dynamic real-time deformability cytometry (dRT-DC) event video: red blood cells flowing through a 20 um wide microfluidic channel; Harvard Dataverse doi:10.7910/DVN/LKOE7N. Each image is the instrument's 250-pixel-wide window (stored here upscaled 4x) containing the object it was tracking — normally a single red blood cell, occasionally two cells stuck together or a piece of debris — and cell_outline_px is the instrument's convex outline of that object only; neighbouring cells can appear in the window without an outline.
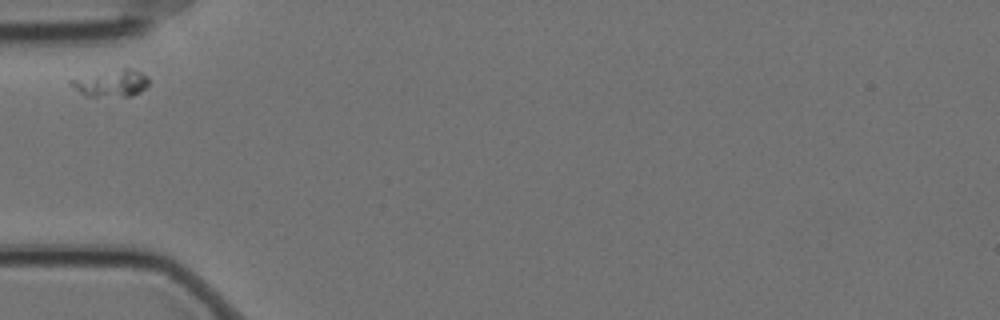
{"species": "Egyptian fruit bat (a non-hibernating species)", "species_latin": "Rousettus aegyptiacus", "temperature_condition": "cold", "stored_images_in_passage": 5, "camera_frame_rate_fps": 3000, "um_per_image_px": 0.085, "animal": {"sex": "female"}, "frame": {"image": 1, "passage_image": 1, "time_ms": 0.0, "image_size_px": [1000, 320], "cell_outline_px": [[148, 84], [140, 92], [132, 96], [84, 96], [68, 80], [124, 68], [132, 68], [148, 76]], "centroid_in_image_um": [9.52, 7.08], "position_along_channel_um": 75.5, "area_um2": 11.79}}
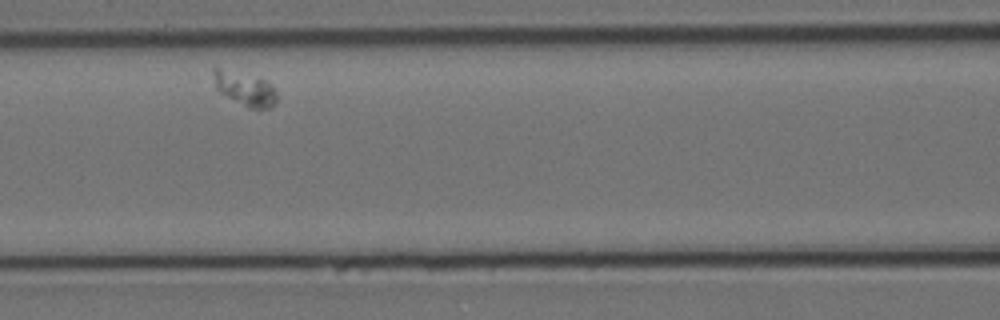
{"frame": {"image": 2, "passage_image": 3, "time_ms": 0.667, "image_size_px": [1000, 320], "cell_outline_px": [[276, 100], [268, 108], [248, 108], [220, 92], [216, 88], [212, 72], [212, 68], [216, 64], [264, 80], [276, 92]], "centroid_in_image_um": [20.71, 7.47], "position_along_channel_um": 145.9, "area_um2": 12.43}}
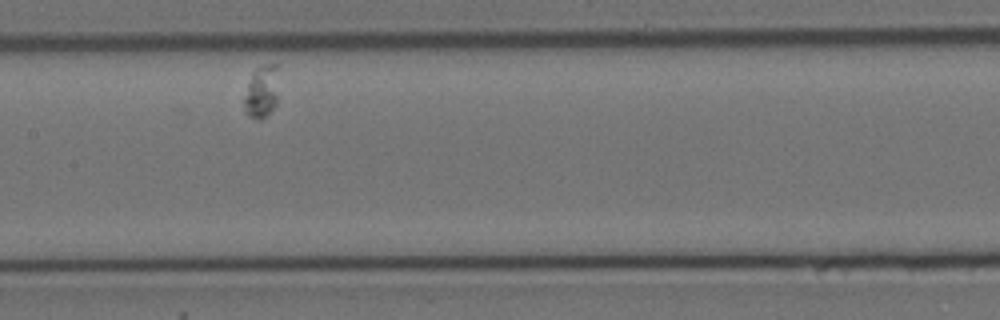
{"frame": {"image": 3, "passage_image": 4, "time_ms": 1.0, "image_size_px": [1000, 320], "cell_outline_px": [[280, 64], [276, 104], [260, 120], [248, 116], [244, 112], [244, 96], [252, 72], [256, 68], [264, 64]], "centroid_in_image_um": [22.26, 7.73], "position_along_channel_um": 185.1, "area_um2": 10.81}}